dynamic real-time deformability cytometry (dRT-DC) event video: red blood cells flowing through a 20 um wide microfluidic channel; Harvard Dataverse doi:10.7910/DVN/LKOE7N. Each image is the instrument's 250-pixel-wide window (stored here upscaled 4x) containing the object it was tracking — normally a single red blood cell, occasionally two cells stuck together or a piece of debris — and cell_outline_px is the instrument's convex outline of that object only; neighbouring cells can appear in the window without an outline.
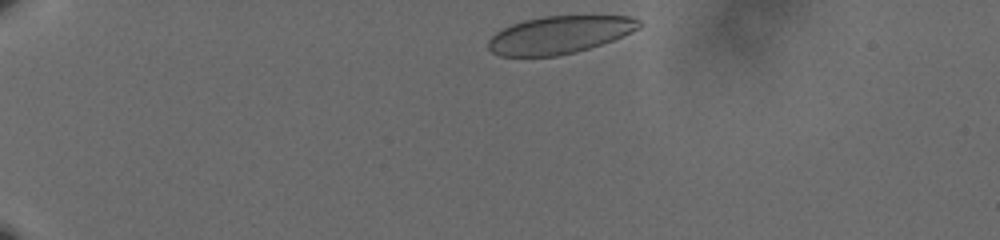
{"species": "human", "species_latin": "Homo sapiens", "temperature_condition": "cold", "stored_images_in_passage": 41, "camera_frame_rate_fps": 3000, "um_per_image_px": 0.085, "donor": {"sex": "male"}, "frame": {"image": 1, "passage_image": 1, "time_ms": 0.0, "image_size_px": [1000, 240], "cell_outline_px": [[644, 24], [640, 28], [612, 40], [576, 52], [556, 56], [500, 56], [492, 52], [488, 48], [488, 40], [496, 32], [512, 24], [524, 20], [544, 16], [632, 16], [640, 20]], "centroid_in_image_um": [47.56, 2.95], "position_along_channel_um": 37.4, "area_um2": 32.95}}
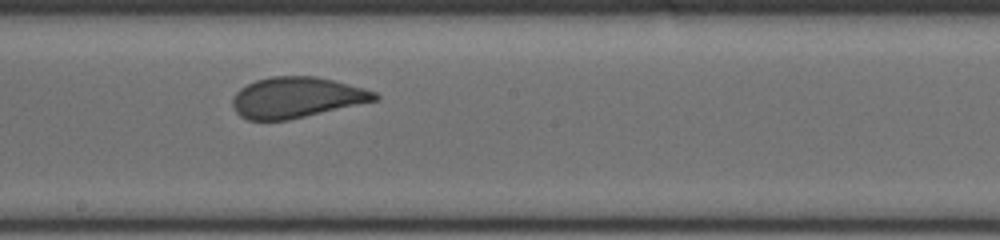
{"frame": {"image": 2, "passage_image": 23, "time_ms": 7.333, "image_size_px": [1000, 240], "cell_outline_px": [[380, 96], [376, 100], [288, 120], [248, 120], [240, 116], [236, 112], [232, 104], [232, 96], [240, 88], [256, 80], [272, 76], [316, 76], [364, 88], [376, 92]], "centroid_in_image_um": [25.17, 8.28], "position_along_channel_um": 223.0, "area_um2": 33.52}}
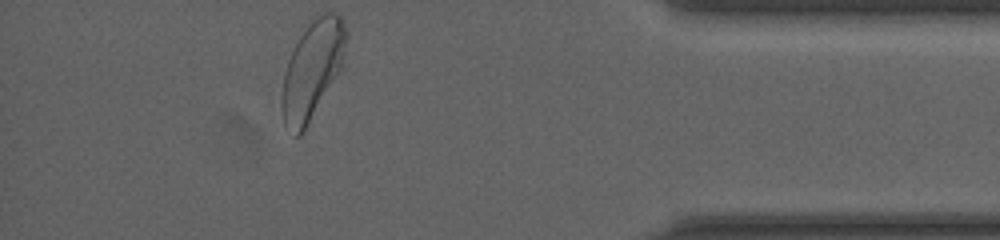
{"frame": {"image": 3, "passage_image": 41, "time_ms": 13.333, "image_size_px": [1000, 240], "cell_outline_px": [[348, 36], [340, 68], [304, 132], [300, 136], [296, 136], [284, 124], [280, 108], [280, 100], [284, 72], [288, 60], [300, 36], [316, 12], [336, 12], [344, 20], [348, 32]], "centroid_in_image_um": [26.53, 5.89], "position_along_channel_um": 408.7, "area_um2": 36.7}, "authors_computed_cell_mechanics": {"area_um2": 34.6222, "velocity_mm_per_s": 3.599, "shape_relaxation_time_tau1_ms": 4.4099, "shape_relaxation_time_tau2_ms": null, "deformation_change_tau1": 0.1296, "deformation_change_tau2": null}}